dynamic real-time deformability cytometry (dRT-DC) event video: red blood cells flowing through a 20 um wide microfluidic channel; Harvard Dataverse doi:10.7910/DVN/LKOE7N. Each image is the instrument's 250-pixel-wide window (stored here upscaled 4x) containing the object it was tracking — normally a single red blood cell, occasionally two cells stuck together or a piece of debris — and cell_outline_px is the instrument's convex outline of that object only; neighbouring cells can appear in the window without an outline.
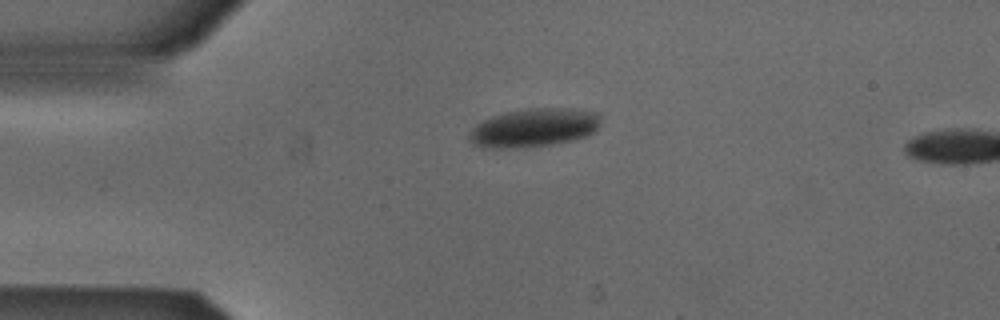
{"species": "Egyptian fruit bat (a non-hibernating species)", "species_latin": "Rousettus aegyptiacus", "temperature_condition": "cold", "stored_images_in_passage": 3, "camera_frame_rate_fps": 3000, "um_per_image_px": 0.085, "animal": {"sex": "male"}, "frame": {"image": 1, "passage_image": 1, "time_ms": 0.0, "image_size_px": [1000, 320], "cell_outline_px": [[600, 124], [596, 132], [588, 136], [572, 140], [552, 144], [520, 148], [484, 148], [472, 144], [468, 140], [468, 136], [472, 128], [476, 124], [492, 116], [508, 112], [528, 108], [572, 108], [596, 112], [600, 116]], "centroid_in_image_um": [45.39, 10.86], "position_along_channel_um": 39.6, "area_um2": 29.82}}